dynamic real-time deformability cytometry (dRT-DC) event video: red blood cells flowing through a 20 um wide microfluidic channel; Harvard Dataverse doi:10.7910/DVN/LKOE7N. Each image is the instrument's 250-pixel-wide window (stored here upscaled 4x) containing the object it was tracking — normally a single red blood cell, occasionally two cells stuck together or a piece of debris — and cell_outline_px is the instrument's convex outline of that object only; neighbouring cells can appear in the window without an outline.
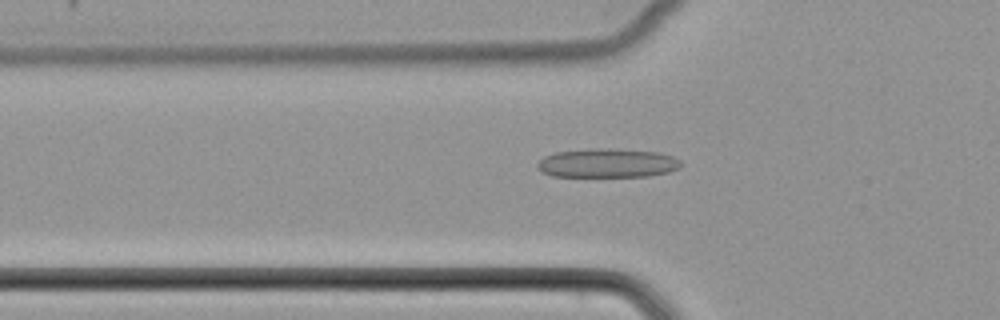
{"species": "common noctule bat (a hibernating species)", "species_latin": "Nyctalus noctula", "temperature_condition": "cold", "stored_images_in_passage": 36, "camera_frame_rate_fps": 3000, "um_per_image_px": 0.085, "animal": {"sex": "female", "body_mass_g": 22.7, "forearm_length_mm": 54.2}, "frame": {"image": 1, "passage_image": 3, "time_ms": 0.667, "image_size_px": [1000, 320], "cell_outline_px": [[680, 168], [668, 172], [648, 176], [552, 176], [540, 172], [536, 168], [536, 164], [544, 156], [556, 152], [588, 148], [616, 148], [660, 152], [672, 156], [680, 160]], "centroid_in_image_um": [51.6, 13.85], "position_along_channel_um": 74.2, "area_um2": 24.57}}
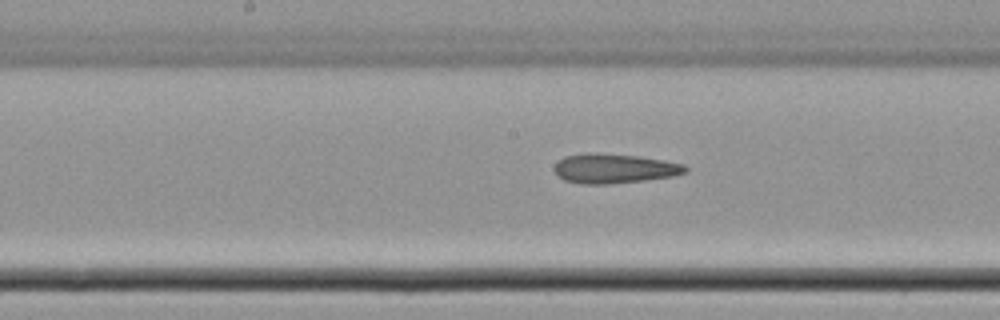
{"frame": {"image": 2, "passage_image": 12, "time_ms": 3.667, "image_size_px": [1000, 320], "cell_outline_px": [[688, 172], [672, 176], [644, 180], [608, 184], [580, 184], [564, 180], [552, 168], [564, 156], [588, 152], [592, 152], [640, 156], [664, 160], [684, 164], [688, 168]], "centroid_in_image_um": [52.21, 14.31], "position_along_channel_um": 196.0, "area_um2": 22.66}}
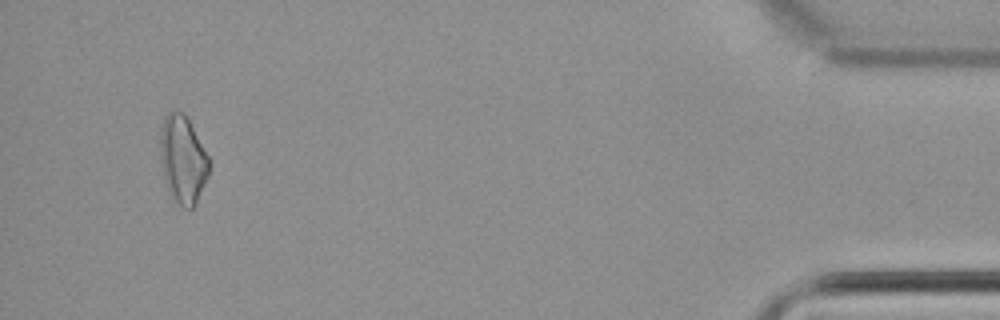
{"frame": {"image": 3, "passage_image": 34, "time_ms": 11.0, "image_size_px": [1000, 320], "cell_outline_px": [[208, 176], [196, 204], [192, 208], [184, 208], [172, 196], [168, 188], [164, 176], [160, 160], [160, 136], [164, 116], [172, 108], [184, 112], [208, 156]], "centroid_in_image_um": [15.52, 13.51], "position_along_channel_um": 419.7, "area_um2": 24.74}}